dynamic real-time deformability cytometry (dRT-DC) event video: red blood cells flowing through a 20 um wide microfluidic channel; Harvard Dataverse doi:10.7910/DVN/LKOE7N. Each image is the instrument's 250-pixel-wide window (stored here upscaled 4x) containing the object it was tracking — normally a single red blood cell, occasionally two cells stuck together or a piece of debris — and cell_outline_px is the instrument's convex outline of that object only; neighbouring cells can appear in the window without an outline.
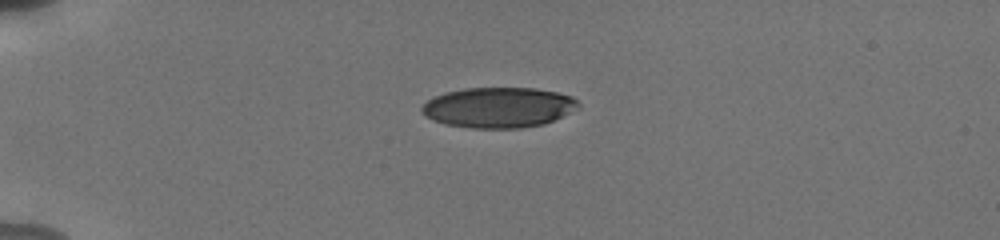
{"species": "human", "species_latin": "Homo sapiens", "temperature_condition": "cold", "stored_images_in_passage": 41, "camera_frame_rate_fps": 3000, "um_per_image_px": 0.085, "donor": {"sex": "male"}, "frame": {"image": 1, "passage_image": 1, "time_ms": 0.0, "image_size_px": [1000, 240], "cell_outline_px": [[580, 108], [544, 124], [520, 128], [472, 128], [448, 124], [432, 120], [420, 108], [428, 100], [444, 92], [464, 88], [536, 88], [556, 92], [572, 96], [580, 104]], "centroid_in_image_um": [42.41, 9.13], "position_along_channel_um": 42.6, "area_um2": 36.7}}
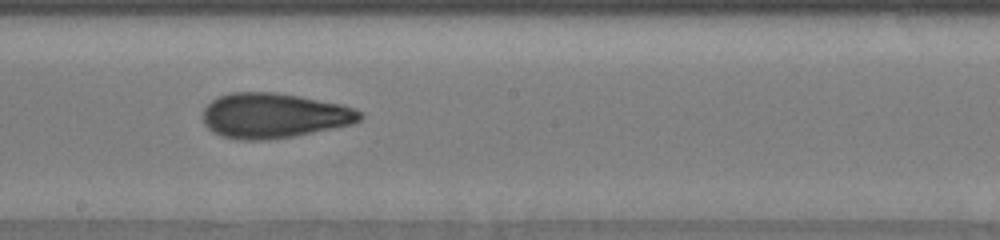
{"frame": {"image": 2, "passage_image": 19, "time_ms": 6.0, "image_size_px": [1000, 240], "cell_outline_px": [[364, 116], [356, 124], [292, 136], [264, 140], [236, 140], [220, 136], [212, 132], [204, 124], [200, 116], [204, 108], [212, 100], [220, 96], [232, 92], [276, 92], [300, 96], [340, 104], [356, 108], [364, 112]], "centroid_in_image_um": [23.28, 9.83], "position_along_channel_um": 224.9, "area_um2": 41.73}}
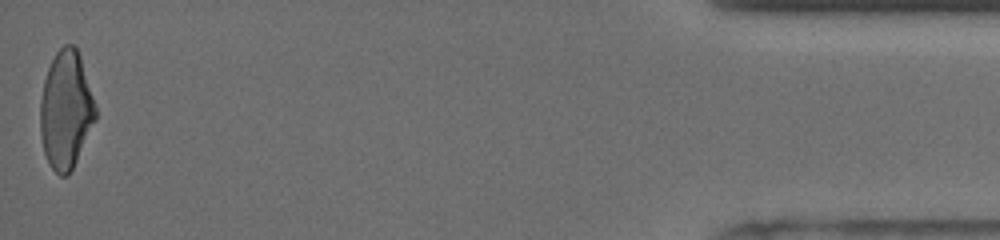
{"frame": {"image": 3, "passage_image": 41, "time_ms": 13.333, "image_size_px": [1000, 240], "cell_outline_px": [[96, 120], [68, 176], [60, 176], [52, 168], [44, 152], [40, 132], [40, 100], [44, 80], [48, 68], [56, 52], [64, 44], [72, 44], [76, 48], [80, 56], [96, 108]], "centroid_in_image_um": [5.59, 9.34], "position_along_channel_um": 429.6, "area_um2": 37.57}, "authors_computed_cell_mechanics": {"area_um2": 39.4196, "velocity_mm_per_s": 3.8362, "shape_relaxation_time_tau1_ms": 5.5078, "shape_relaxation_time_tau2_ms": 1.6464, "deformation_change_tau1": 0.1972, "deformation_change_tau2": 0.092}}